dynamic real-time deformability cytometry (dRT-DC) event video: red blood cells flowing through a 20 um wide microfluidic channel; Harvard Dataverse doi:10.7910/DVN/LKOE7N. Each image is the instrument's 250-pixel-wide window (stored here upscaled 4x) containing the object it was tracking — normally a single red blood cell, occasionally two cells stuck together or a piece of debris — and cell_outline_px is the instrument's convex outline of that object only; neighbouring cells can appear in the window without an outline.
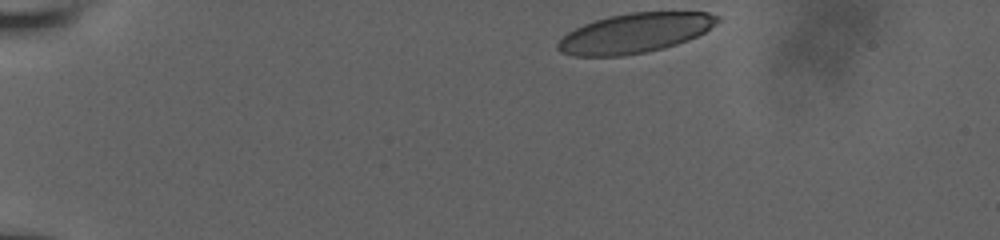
{"species": "human", "species_latin": "Homo sapiens", "temperature_condition": "room temperature", "stored_images_in_passage": 37, "camera_frame_rate_fps": 3000, "um_per_image_px": 0.085, "donor": {"sex": "male"}, "frame": {"image": 1, "passage_image": 1, "time_ms": 0.0, "image_size_px": [1000, 240], "cell_outline_px": [[720, 20], [704, 32], [688, 40], [664, 48], [624, 56], [572, 56], [560, 52], [556, 48], [556, 44], [568, 32], [584, 24], [608, 16], [628, 12], [708, 12], [720, 16]], "centroid_in_image_um": [53.95, 2.81], "position_along_channel_um": 31.0, "area_um2": 36.82}}
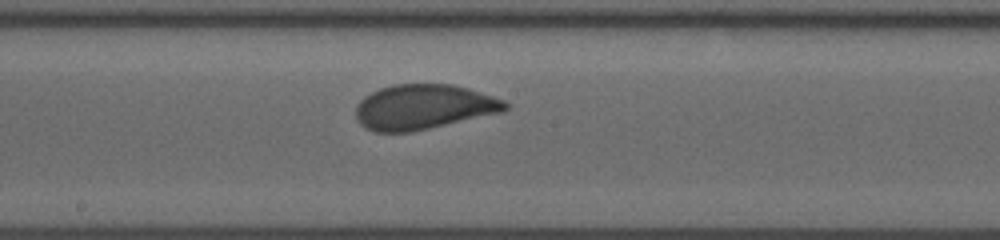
{"frame": {"image": 2, "passage_image": 22, "time_ms": 7.0, "image_size_px": [1000, 240], "cell_outline_px": [[508, 108], [500, 112], [412, 132], [376, 132], [360, 124], [356, 120], [356, 104], [364, 96], [380, 88], [396, 84], [452, 84], [468, 88], [504, 100], [508, 104]], "centroid_in_image_um": [35.96, 9.09], "position_along_channel_um": 212.2, "area_um2": 38.9}}
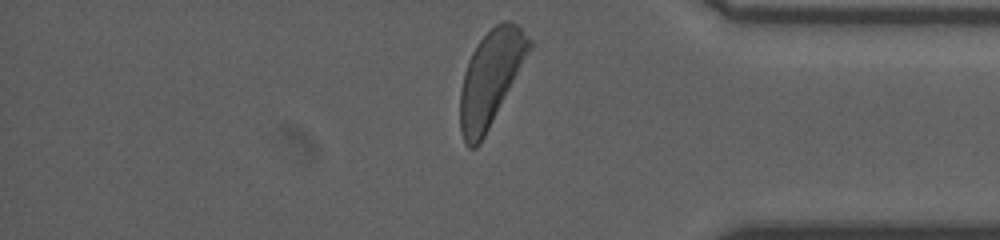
{"frame": {"image": 3, "passage_image": 37, "time_ms": 12.0, "image_size_px": [1000, 240], "cell_outline_px": [[532, 48], [480, 144], [476, 148], [468, 148], [464, 144], [460, 132], [460, 92], [464, 72], [468, 60], [472, 52], [480, 40], [500, 20], [512, 20], [532, 40]], "centroid_in_image_um": [41.69, 6.65], "position_along_channel_um": 393.5, "area_um2": 38.09}, "authors_computed_cell_mechanics": {"area_um2": 38.8994, "velocity_mm_per_s": 3.9063, "shape_relaxation_time_tau1_ms": 3.1229, "shape_relaxation_time_tau2_ms": null, "deformation_change_tau1": 0.1421, "deformation_change_tau2": null}}